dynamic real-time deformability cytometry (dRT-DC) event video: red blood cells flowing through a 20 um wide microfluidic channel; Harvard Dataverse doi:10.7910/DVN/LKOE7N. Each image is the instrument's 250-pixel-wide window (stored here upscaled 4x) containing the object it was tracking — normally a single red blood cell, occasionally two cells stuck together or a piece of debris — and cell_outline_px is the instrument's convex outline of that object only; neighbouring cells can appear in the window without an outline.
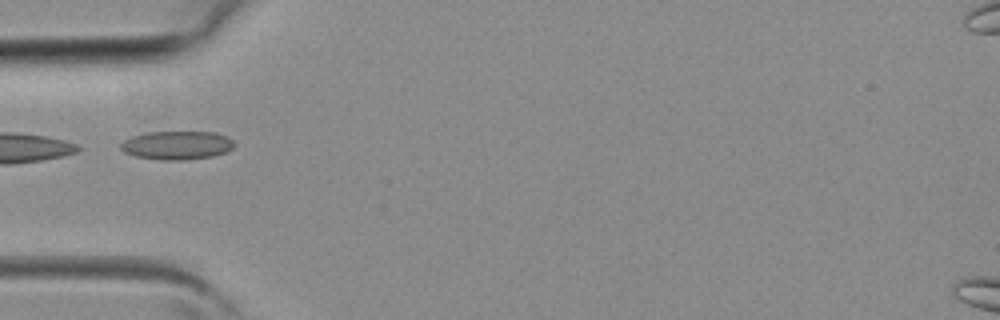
{"species": "common noctule bat (a hibernating species)", "species_latin": "Nyctalus noctula", "temperature_condition": "room temperature", "stored_images_in_passage": 3, "camera_frame_rate_fps": 3000, "um_per_image_px": 0.085, "animal": {"sex": "female", "body_mass_g": 19.3, "forearm_length_mm": 54.1}, "frame": {"image": 1, "passage_image": 2, "time_ms": 0.333, "image_size_px": [1000, 320], "cell_outline_px": [[236, 144], [232, 148], [224, 152], [212, 156], [188, 160], [160, 160], [136, 156], [124, 152], [120, 148], [120, 144], [124, 140], [132, 136], [148, 132], [216, 132], [228, 136]], "centroid_in_image_um": [15.05, 12.34], "position_along_channel_um": 70.0, "area_um2": 18.96}}
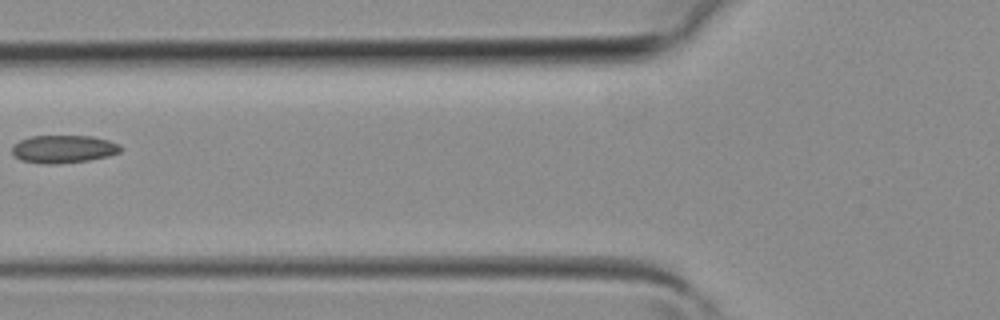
{"frame": {"image": 2, "passage_image": 3, "time_ms": 0.667, "image_size_px": [1000, 320], "cell_outline_px": [[120, 152], [108, 156], [88, 160], [60, 164], [44, 164], [20, 160], [12, 152], [12, 144], [20, 140], [32, 136], [92, 136], [108, 140], [120, 144]], "centroid_in_image_um": [5.38, 12.67], "position_along_channel_um": 120.4, "area_um2": 17.63}}